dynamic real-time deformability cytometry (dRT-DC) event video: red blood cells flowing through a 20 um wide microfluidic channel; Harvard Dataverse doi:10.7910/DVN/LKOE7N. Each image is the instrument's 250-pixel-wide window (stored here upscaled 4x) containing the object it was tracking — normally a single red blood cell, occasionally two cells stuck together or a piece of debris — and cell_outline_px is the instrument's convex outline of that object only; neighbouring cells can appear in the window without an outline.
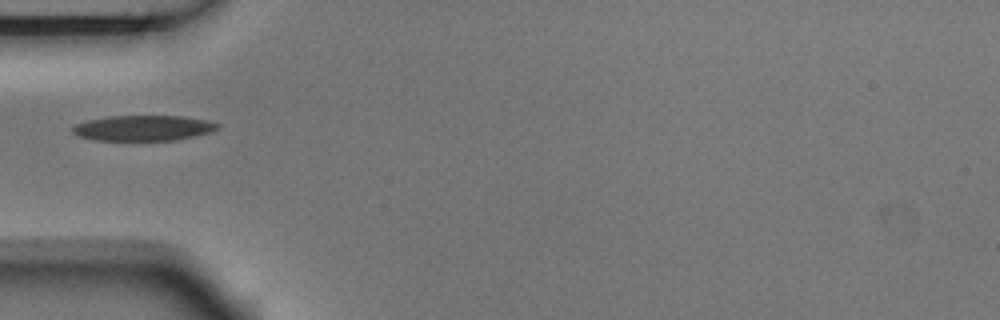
{"species": "Egyptian fruit bat (a non-hibernating species)", "species_latin": "Rousettus aegyptiacus", "temperature_condition": "room temperature", "stored_images_in_passage": 5, "camera_frame_rate_fps": 3000, "um_per_image_px": 0.085, "animal": {"sex": "male"}, "frame": {"image": 1, "passage_image": 1, "time_ms": 0.0, "image_size_px": [1000, 320], "cell_outline_px": [[220, 128], [212, 132], [176, 140], [96, 140], [80, 136], [72, 132], [72, 128], [76, 124], [88, 120], [108, 116], [184, 116], [208, 120], [220, 124]], "centroid_in_image_um": [12.24, 10.88], "position_along_channel_um": 72.8, "area_um2": 21.5}}
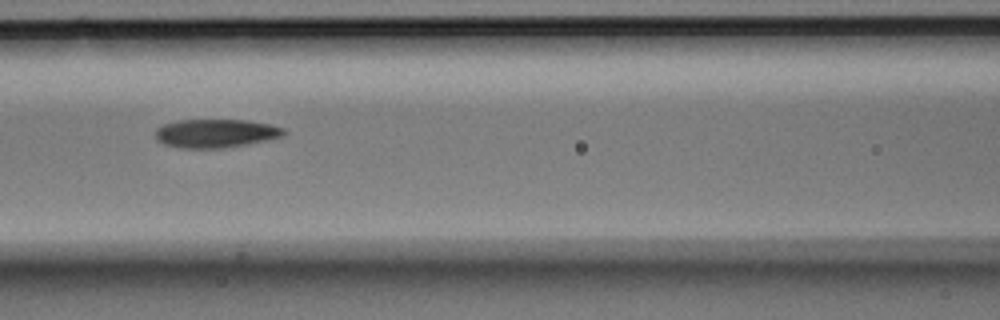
{"frame": {"image": 2, "passage_image": 3, "time_ms": 0.667, "image_size_px": [1000, 320], "cell_outline_px": [[288, 132], [284, 136], [268, 140], [224, 148], [180, 148], [164, 144], [156, 140], [156, 128], [164, 124], [180, 120], [248, 120], [268, 124], [284, 128]], "centroid_in_image_um": [18.36, 11.34], "position_along_channel_um": 148.2, "area_um2": 21.44}}
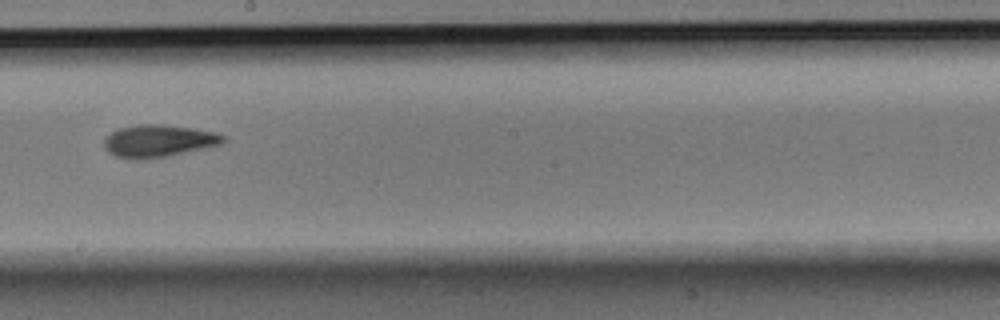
{"frame": {"image": 3, "passage_image": 5, "time_ms": 1.333, "image_size_px": [1000, 320], "cell_outline_px": [[224, 140], [220, 144], [164, 156], [144, 160], [128, 160], [116, 156], [108, 152], [104, 148], [104, 140], [112, 132], [120, 128], [136, 124], [164, 124], [192, 128], [212, 132], [224, 136]], "centroid_in_image_um": [13.38, 11.98], "position_along_channel_um": 234.8, "area_um2": 22.14}}